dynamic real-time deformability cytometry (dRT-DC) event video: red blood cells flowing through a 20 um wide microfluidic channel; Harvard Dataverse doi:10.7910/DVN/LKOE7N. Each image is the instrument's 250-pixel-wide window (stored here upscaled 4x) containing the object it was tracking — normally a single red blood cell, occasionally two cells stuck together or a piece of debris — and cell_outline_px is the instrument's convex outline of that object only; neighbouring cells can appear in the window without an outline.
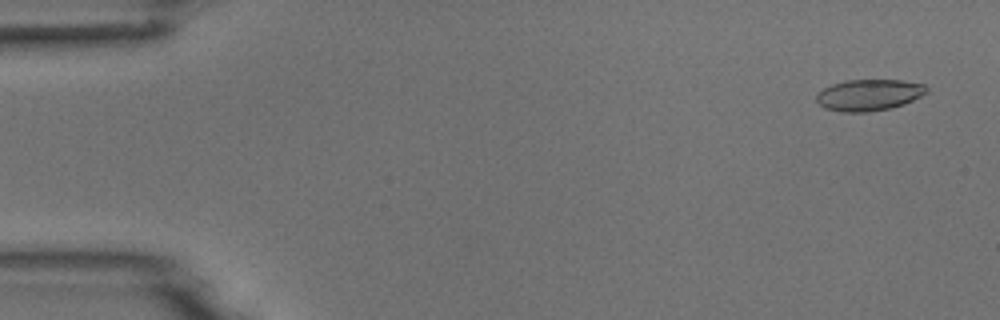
{"species": "common noctule bat (a hibernating species)", "species_latin": "Nyctalus noctula", "temperature_condition": "room temperature", "stored_images_in_passage": 51, "camera_frame_rate_fps": 3000, "um_per_image_px": 0.085, "animal": {"sex": "male", "body_mass_g": 18.8}, "frame": {"image": 1, "passage_image": 1, "time_ms": 0.0, "image_size_px": [1000, 320], "cell_outline_px": [[928, 92], [904, 104], [888, 108], [868, 112], [840, 112], [824, 108], [816, 100], [816, 96], [824, 88], [832, 84], [844, 80], [904, 80], [924, 84], [928, 88]], "centroid_in_image_um": [73.86, 8.06], "position_along_channel_um": 11.1, "area_um2": 20.11}}
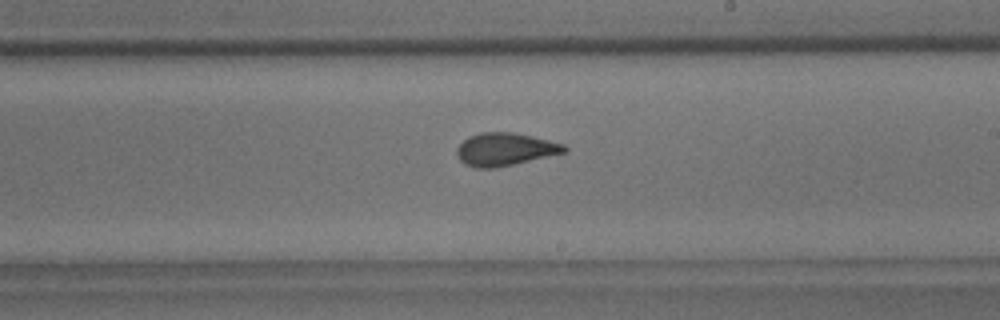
{"frame": {"image": 2, "passage_image": 29, "time_ms": 9.333, "image_size_px": [1000, 320], "cell_outline_px": [[568, 148], [564, 152], [496, 168], [476, 168], [464, 164], [456, 156], [456, 148], [468, 136], [480, 132], [512, 132], [532, 136], [564, 144]], "centroid_in_image_um": [42.87, 12.69], "position_along_channel_um": 246.1, "area_um2": 20.46}}
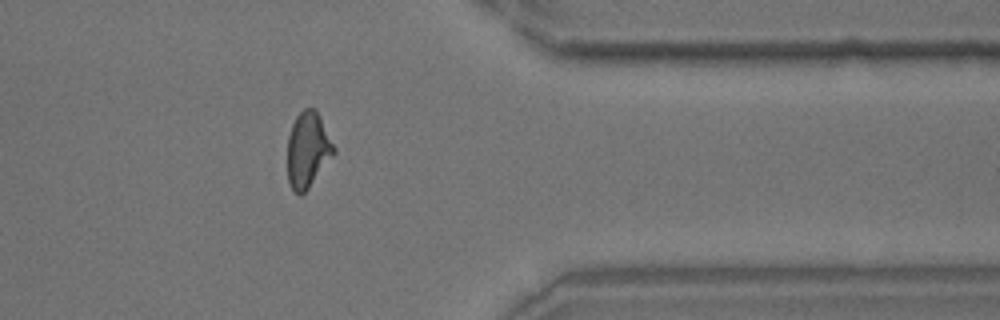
{"frame": {"image": 3, "passage_image": 41, "time_ms": 13.333, "image_size_px": [1000, 320], "cell_outline_px": [[336, 152], [308, 188], [300, 196], [292, 188], [288, 180], [288, 136], [292, 124], [296, 116], [304, 108], [316, 108], [336, 148]], "centroid_in_image_um": [26.17, 12.7], "position_along_channel_um": 385.2, "area_um2": 20.35}}